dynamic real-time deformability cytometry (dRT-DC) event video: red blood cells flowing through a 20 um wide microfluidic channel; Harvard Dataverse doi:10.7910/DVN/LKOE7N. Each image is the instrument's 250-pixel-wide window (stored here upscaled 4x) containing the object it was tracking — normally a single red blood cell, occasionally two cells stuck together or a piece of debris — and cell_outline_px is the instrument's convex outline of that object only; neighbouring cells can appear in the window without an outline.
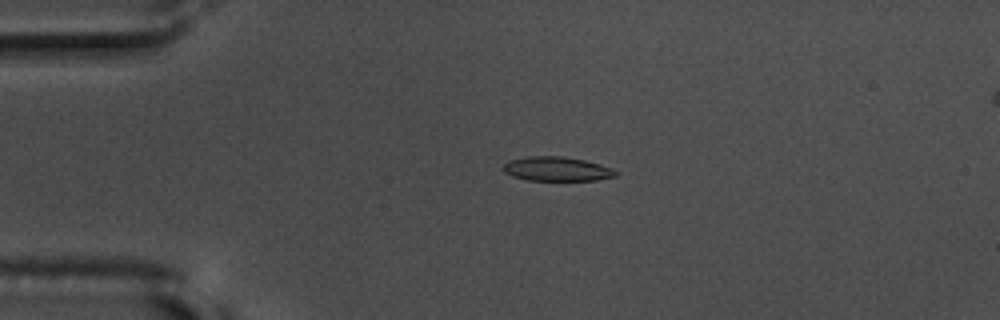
{"species": "common noctule bat (a hibernating species)", "species_latin": "Nyctalus noctula", "temperature_condition": "warm", "stored_images_in_passage": 56, "camera_frame_rate_fps": 3000, "um_per_image_px": 0.085, "animal": {"sex": "male", "body_mass_g": 17.5, "forearm_length_mm": 52.3}, "frame": {"image": 1, "passage_image": 13, "time_ms": 4.0, "image_size_px": [1000, 320], "cell_outline_px": [[620, 172], [616, 176], [596, 180], [528, 180], [512, 176], [504, 172], [500, 168], [508, 160], [528, 156], [564, 156], [584, 160], [600, 164], [612, 168]], "centroid_in_image_um": [47.32, 14.35], "position_along_channel_um": 37.7, "area_um2": 16.07}}
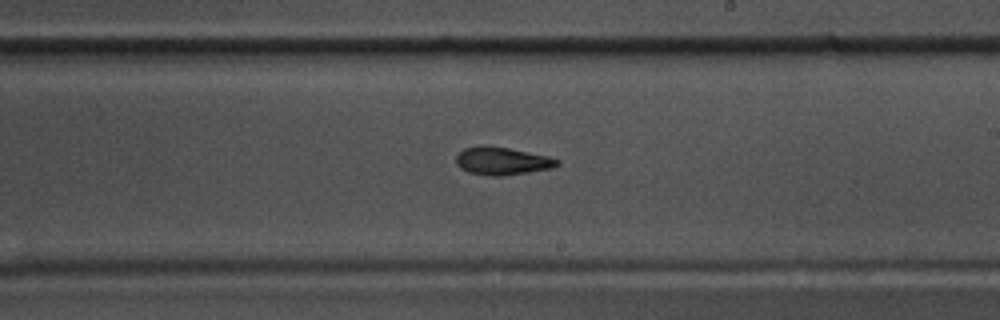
{"frame": {"image": 2, "passage_image": 33, "time_ms": 10.667, "image_size_px": [1000, 320], "cell_outline_px": [[560, 164], [552, 168], [528, 172], [500, 176], [492, 176], [468, 172], [460, 168], [456, 164], [456, 156], [464, 148], [480, 144], [484, 144], [508, 148], [548, 156], [560, 160]], "centroid_in_image_um": [42.65, 13.67], "position_along_channel_um": 246.3, "area_um2": 16.47}}
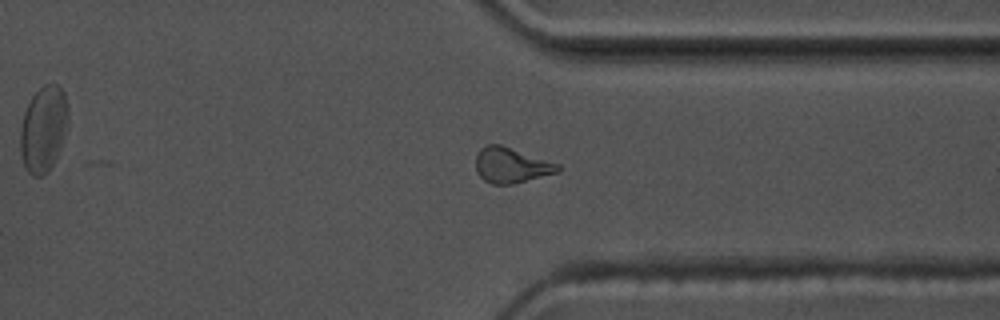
{"frame": {"image": 3, "passage_image": 43, "time_ms": 14.0, "image_size_px": [1000, 320], "cell_outline_px": [[560, 172], [512, 184], [492, 184], [484, 180], [476, 172], [476, 156], [480, 148], [488, 144], [500, 144], [560, 164]], "centroid_in_image_um": [43.46, 14.04], "position_along_channel_um": 367.9, "area_um2": 16.94}, "authors_computed_cell_mechanics": {"area_um2": 16.2996, "velocity_mm_per_s": 3.6598, "shape_relaxation_time_tau1_ms": 7.0829, "shape_relaxation_time_tau2_ms": 5.9169, "deformation_change_tau1": 0.1683, "deformation_change_tau2": 0.1437}}